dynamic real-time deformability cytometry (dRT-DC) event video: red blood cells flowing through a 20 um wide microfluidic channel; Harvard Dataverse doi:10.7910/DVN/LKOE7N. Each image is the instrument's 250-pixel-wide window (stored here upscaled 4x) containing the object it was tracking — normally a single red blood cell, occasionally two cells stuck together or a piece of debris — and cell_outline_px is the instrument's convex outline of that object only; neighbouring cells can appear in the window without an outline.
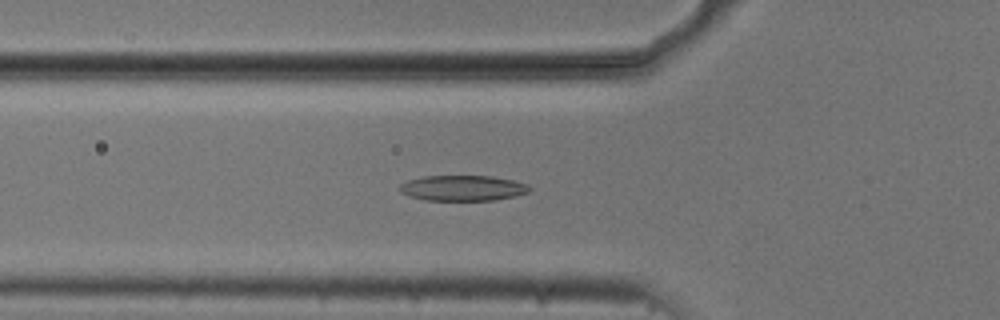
{"species": "common noctule bat (a hibernating species)", "species_latin": "Nyctalus noctula", "temperature_condition": "cold", "stored_images_in_passage": 43, "camera_frame_rate_fps": 3000, "um_per_image_px": 0.085, "animal": {"sex": "male", "body_mass_g": 20.5, "forearm_length_mm": 52.5}, "frame": {"image": 1, "passage_image": 18, "time_ms": 5.667, "image_size_px": [1000, 320], "cell_outline_px": [[532, 188], [528, 192], [496, 200], [424, 200], [400, 192], [396, 188], [400, 184], [408, 180], [424, 176], [492, 176], [512, 180], [528, 184]], "centroid_in_image_um": [39.31, 15.98], "position_along_channel_um": 86.5, "area_um2": 19.25}}
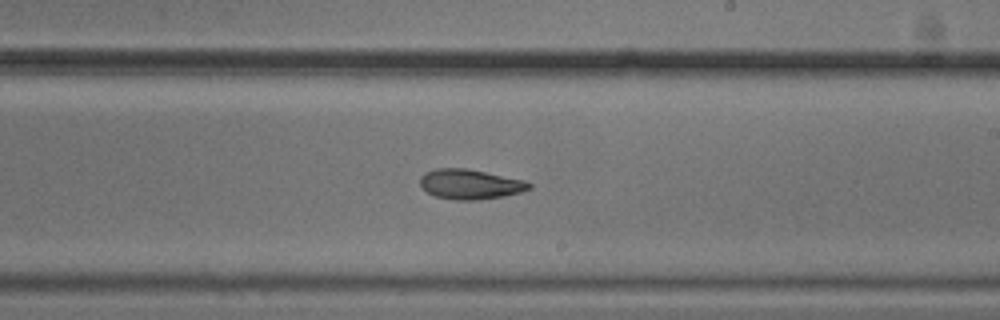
{"frame": {"image": 2, "passage_image": 31, "time_ms": 10.0, "image_size_px": [1000, 320], "cell_outline_px": [[532, 188], [520, 192], [504, 196], [476, 200], [452, 200], [436, 196], [428, 192], [420, 184], [420, 176], [424, 172], [436, 168], [468, 168], [524, 180], [532, 184]], "centroid_in_image_um": [39.96, 15.65], "position_along_channel_um": 249.0, "area_um2": 19.07}}
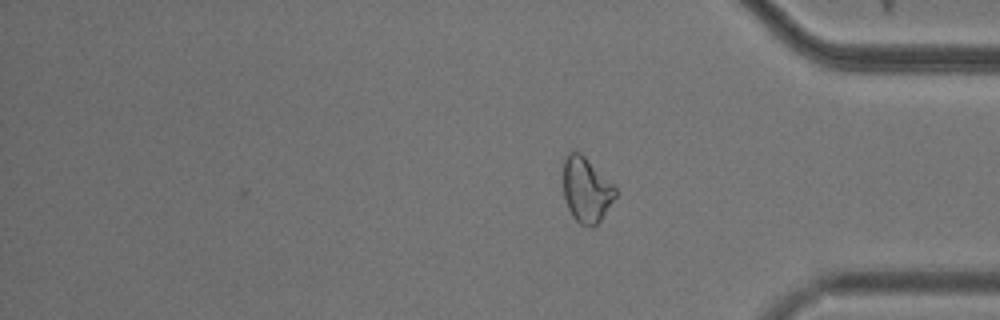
{"frame": {"image": 3, "passage_image": 43, "time_ms": 14.0, "image_size_px": [1000, 320], "cell_outline_px": [[616, 196], [596, 228], [592, 228], [580, 224], [572, 216], [568, 208], [564, 196], [564, 156], [568, 152], [580, 152], [616, 184]], "centroid_in_image_um": [49.87, 16.14], "position_along_channel_um": 385.3, "area_um2": 20.17}, "authors_computed_cell_mechanics": {"area_um2": 19.2474, "velocity_mm_per_s": 3.7265, "shape_relaxation_time_tau1_ms": 4.9078, "shape_relaxation_time_tau2_ms": 5.2271, "deformation_change_tau1": 0.1365, "deformation_change_tau2": 0.1283}}